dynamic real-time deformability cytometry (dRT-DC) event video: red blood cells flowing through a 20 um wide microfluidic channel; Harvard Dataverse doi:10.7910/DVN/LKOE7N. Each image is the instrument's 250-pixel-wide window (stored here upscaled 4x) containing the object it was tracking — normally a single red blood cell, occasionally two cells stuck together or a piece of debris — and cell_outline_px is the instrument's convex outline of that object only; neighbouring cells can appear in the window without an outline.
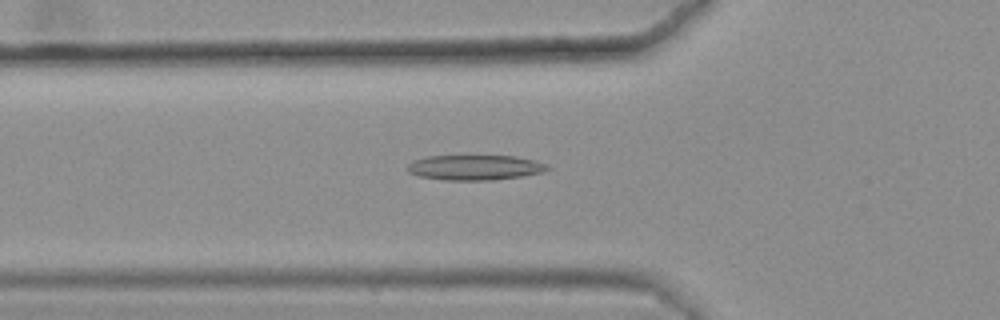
{"species": "common noctule bat (a hibernating species)", "species_latin": "Nyctalus noctula", "temperature_condition": "warm", "stored_images_in_passage": 49, "camera_frame_rate_fps": 3000, "um_per_image_px": 0.085, "animal": {"sex": "female", "body_mass_g": 25.1}, "frame": {"image": 1, "passage_image": 20, "time_ms": 6.333, "image_size_px": [1000, 320], "cell_outline_px": [[552, 168], [544, 172], [524, 176], [492, 180], [444, 180], [420, 176], [408, 172], [408, 164], [412, 160], [428, 156], [516, 156], [536, 160], [548, 164]], "centroid_in_image_um": [40.43, 14.23], "position_along_channel_um": 85.4, "area_um2": 20.69}}
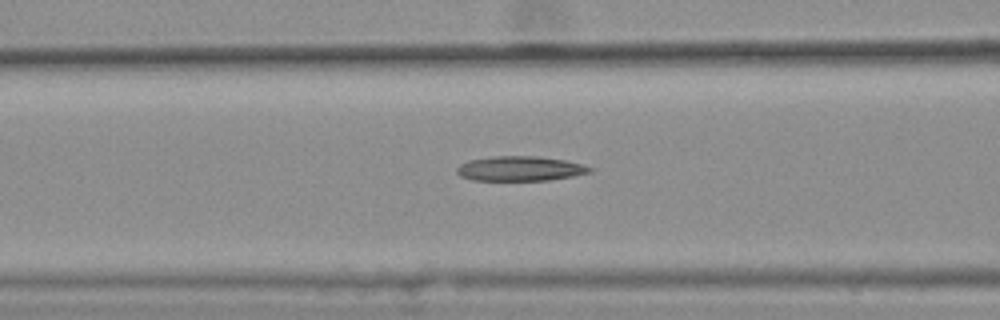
{"frame": {"image": 2, "passage_image": 23, "time_ms": 7.333, "image_size_px": [1000, 320], "cell_outline_px": [[592, 172], [572, 176], [548, 180], [472, 180], [460, 176], [456, 172], [456, 168], [460, 164], [468, 160], [492, 156], [536, 156], [564, 160], [584, 164], [592, 168]], "centroid_in_image_um": [44.18, 14.32], "position_along_channel_um": 122.4, "area_um2": 19.19}}
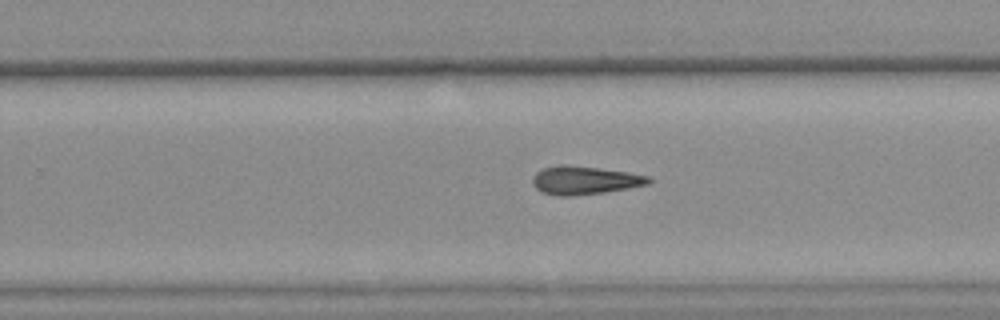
{"frame": {"image": 3, "passage_image": 36, "time_ms": 11.667, "image_size_px": [1000, 320], "cell_outline_px": [[652, 180], [648, 184], [628, 188], [604, 192], [572, 196], [560, 196], [540, 192], [532, 184], [532, 180], [536, 172], [544, 168], [560, 164], [564, 164], [600, 168], [628, 172], [648, 176]], "centroid_in_image_um": [49.66, 15.32], "position_along_channel_um": 280.1, "area_um2": 19.13}}